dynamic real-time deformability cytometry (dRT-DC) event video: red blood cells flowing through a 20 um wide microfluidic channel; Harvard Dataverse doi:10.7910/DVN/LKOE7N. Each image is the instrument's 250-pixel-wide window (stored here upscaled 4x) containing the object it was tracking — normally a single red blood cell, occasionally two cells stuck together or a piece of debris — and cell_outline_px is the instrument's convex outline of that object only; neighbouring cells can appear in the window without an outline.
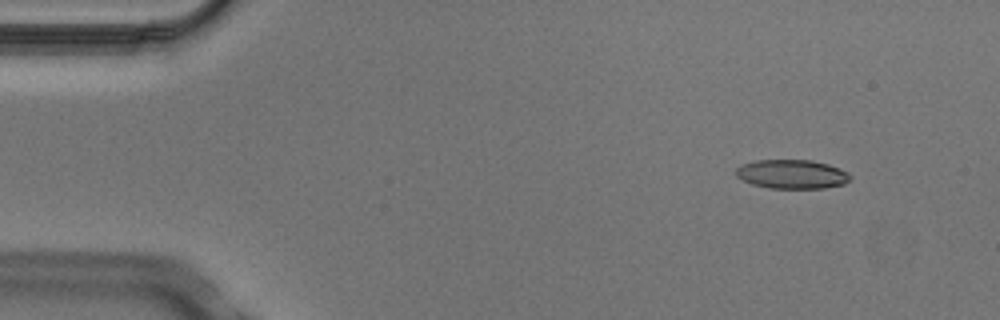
{"species": "Egyptian fruit bat (a non-hibernating species)", "species_latin": "Rousettus aegyptiacus", "temperature_condition": "cold", "stored_images_in_passage": 4, "camera_frame_rate_fps": 3000, "um_per_image_px": 0.085, "animal": {"sex": "male"}, "frame": {"image": 1, "passage_image": 2, "time_ms": 0.333, "image_size_px": [1000, 320], "cell_outline_px": [[852, 176], [844, 184], [824, 188], [768, 188], [752, 184], [736, 176], [736, 168], [740, 164], [756, 160], [812, 160], [828, 164], [840, 168], [848, 172]], "centroid_in_image_um": [67.31, 14.8], "position_along_channel_um": 17.7, "area_um2": 19.42}}